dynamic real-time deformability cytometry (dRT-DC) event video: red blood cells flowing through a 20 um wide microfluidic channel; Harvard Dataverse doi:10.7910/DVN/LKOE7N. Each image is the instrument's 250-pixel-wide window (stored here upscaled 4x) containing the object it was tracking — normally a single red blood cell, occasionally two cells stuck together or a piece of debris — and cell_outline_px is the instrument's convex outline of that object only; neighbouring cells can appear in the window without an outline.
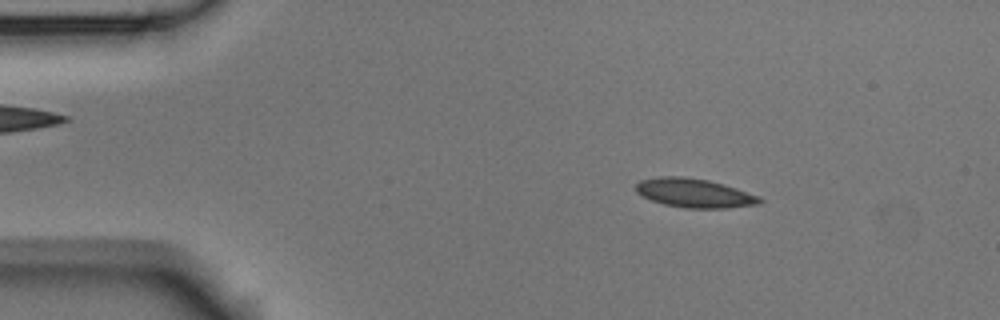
{"species": "Egyptian fruit bat (a non-hibernating species)", "species_latin": "Rousettus aegyptiacus", "temperature_condition": "room temperature", "stored_images_in_passage": 48, "camera_frame_rate_fps": 3000, "um_per_image_px": 0.085, "animal": {"sex": "male"}, "frame": {"image": 1, "passage_image": 1, "time_ms": 0.0, "image_size_px": [1000, 320], "cell_outline_px": [[764, 200], [760, 204], [724, 208], [684, 208], [664, 204], [640, 196], [636, 192], [636, 184], [640, 180], [660, 176], [684, 176], [708, 180], [736, 188], [760, 196]], "centroid_in_image_um": [59.01, 16.41], "position_along_channel_um": 26.0, "area_um2": 20.98}}
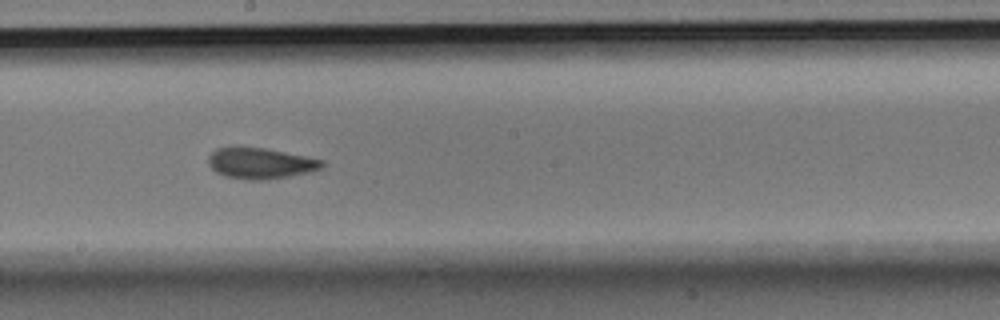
{"frame": {"image": 2, "passage_image": 23, "time_ms": 7.333, "image_size_px": [1000, 320], "cell_outline_px": [[324, 164], [320, 168], [308, 172], [288, 176], [264, 180], [248, 180], [224, 176], [216, 172], [208, 164], [208, 156], [216, 148], [264, 148], [324, 160]], "centroid_in_image_um": [22.11, 13.89], "position_along_channel_um": 226.1, "area_um2": 20.11}}
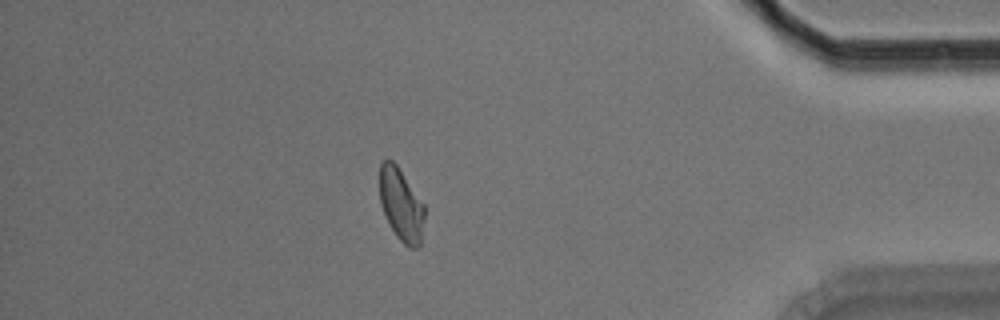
{"frame": {"image": 3, "passage_image": 41, "time_ms": 13.333, "image_size_px": [1000, 320], "cell_outline_px": [[424, 216], [420, 244], [416, 248], [408, 248], [396, 236], [388, 224], [380, 204], [380, 164], [388, 156], [396, 164], [424, 204]], "centroid_in_image_um": [34.07, 17.4], "position_along_channel_um": 401.1, "area_um2": 19.02}, "authors_computed_cell_mechanics": {"area_um2": 20.1144, "velocity_mm_per_s": 3.5734, "shape_relaxation_time_tau1_ms": 4.6487, "shape_relaxation_time_tau2_ms": 1.5824, "deformation_change_tau1": 0.1346, "deformation_change_tau2": 0.0757}}